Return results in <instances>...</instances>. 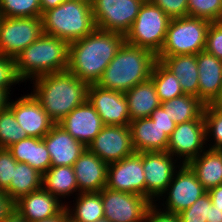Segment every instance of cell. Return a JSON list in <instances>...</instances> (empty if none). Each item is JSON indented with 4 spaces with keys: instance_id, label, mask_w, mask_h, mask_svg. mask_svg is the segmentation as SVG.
I'll list each match as a JSON object with an SVG mask.
<instances>
[{
    "instance_id": "obj_54",
    "label": "cell",
    "mask_w": 222,
    "mask_h": 222,
    "mask_svg": "<svg viewBox=\"0 0 222 222\" xmlns=\"http://www.w3.org/2000/svg\"><path fill=\"white\" fill-rule=\"evenodd\" d=\"M97 222H110V221L108 219L103 218L101 220H98Z\"/></svg>"
},
{
    "instance_id": "obj_19",
    "label": "cell",
    "mask_w": 222,
    "mask_h": 222,
    "mask_svg": "<svg viewBox=\"0 0 222 222\" xmlns=\"http://www.w3.org/2000/svg\"><path fill=\"white\" fill-rule=\"evenodd\" d=\"M42 139L49 152L51 166L73 167L87 148L58 124H55Z\"/></svg>"
},
{
    "instance_id": "obj_41",
    "label": "cell",
    "mask_w": 222,
    "mask_h": 222,
    "mask_svg": "<svg viewBox=\"0 0 222 222\" xmlns=\"http://www.w3.org/2000/svg\"><path fill=\"white\" fill-rule=\"evenodd\" d=\"M159 6L171 19L188 16V0H149Z\"/></svg>"
},
{
    "instance_id": "obj_5",
    "label": "cell",
    "mask_w": 222,
    "mask_h": 222,
    "mask_svg": "<svg viewBox=\"0 0 222 222\" xmlns=\"http://www.w3.org/2000/svg\"><path fill=\"white\" fill-rule=\"evenodd\" d=\"M43 33L73 42L95 29L91 2L66 0L41 16Z\"/></svg>"
},
{
    "instance_id": "obj_8",
    "label": "cell",
    "mask_w": 222,
    "mask_h": 222,
    "mask_svg": "<svg viewBox=\"0 0 222 222\" xmlns=\"http://www.w3.org/2000/svg\"><path fill=\"white\" fill-rule=\"evenodd\" d=\"M42 34L41 17L0 16V55L16 58Z\"/></svg>"
},
{
    "instance_id": "obj_49",
    "label": "cell",
    "mask_w": 222,
    "mask_h": 222,
    "mask_svg": "<svg viewBox=\"0 0 222 222\" xmlns=\"http://www.w3.org/2000/svg\"><path fill=\"white\" fill-rule=\"evenodd\" d=\"M65 1L66 0H40L41 11L43 13L44 11L59 6L61 3Z\"/></svg>"
},
{
    "instance_id": "obj_27",
    "label": "cell",
    "mask_w": 222,
    "mask_h": 222,
    "mask_svg": "<svg viewBox=\"0 0 222 222\" xmlns=\"http://www.w3.org/2000/svg\"><path fill=\"white\" fill-rule=\"evenodd\" d=\"M42 188L59 199L80 193L72 166H51L42 175Z\"/></svg>"
},
{
    "instance_id": "obj_7",
    "label": "cell",
    "mask_w": 222,
    "mask_h": 222,
    "mask_svg": "<svg viewBox=\"0 0 222 222\" xmlns=\"http://www.w3.org/2000/svg\"><path fill=\"white\" fill-rule=\"evenodd\" d=\"M171 18L157 5L145 0L126 33L125 42L150 50L157 55L165 41Z\"/></svg>"
},
{
    "instance_id": "obj_46",
    "label": "cell",
    "mask_w": 222,
    "mask_h": 222,
    "mask_svg": "<svg viewBox=\"0 0 222 222\" xmlns=\"http://www.w3.org/2000/svg\"><path fill=\"white\" fill-rule=\"evenodd\" d=\"M207 192L210 196L212 205L222 209V184L210 189Z\"/></svg>"
},
{
    "instance_id": "obj_26",
    "label": "cell",
    "mask_w": 222,
    "mask_h": 222,
    "mask_svg": "<svg viewBox=\"0 0 222 222\" xmlns=\"http://www.w3.org/2000/svg\"><path fill=\"white\" fill-rule=\"evenodd\" d=\"M131 121L150 117L151 113L161 106L156 88L151 79L135 85L124 93Z\"/></svg>"
},
{
    "instance_id": "obj_3",
    "label": "cell",
    "mask_w": 222,
    "mask_h": 222,
    "mask_svg": "<svg viewBox=\"0 0 222 222\" xmlns=\"http://www.w3.org/2000/svg\"><path fill=\"white\" fill-rule=\"evenodd\" d=\"M156 61V55L150 50L124 42L96 84L126 93L150 79Z\"/></svg>"
},
{
    "instance_id": "obj_22",
    "label": "cell",
    "mask_w": 222,
    "mask_h": 222,
    "mask_svg": "<svg viewBox=\"0 0 222 222\" xmlns=\"http://www.w3.org/2000/svg\"><path fill=\"white\" fill-rule=\"evenodd\" d=\"M129 127L136 153L167 151L169 137L150 117L131 121Z\"/></svg>"
},
{
    "instance_id": "obj_50",
    "label": "cell",
    "mask_w": 222,
    "mask_h": 222,
    "mask_svg": "<svg viewBox=\"0 0 222 222\" xmlns=\"http://www.w3.org/2000/svg\"><path fill=\"white\" fill-rule=\"evenodd\" d=\"M9 94L4 89H0V111L6 109L8 107L9 101L12 100Z\"/></svg>"
},
{
    "instance_id": "obj_39",
    "label": "cell",
    "mask_w": 222,
    "mask_h": 222,
    "mask_svg": "<svg viewBox=\"0 0 222 222\" xmlns=\"http://www.w3.org/2000/svg\"><path fill=\"white\" fill-rule=\"evenodd\" d=\"M205 51L222 60V21L210 23L206 34Z\"/></svg>"
},
{
    "instance_id": "obj_25",
    "label": "cell",
    "mask_w": 222,
    "mask_h": 222,
    "mask_svg": "<svg viewBox=\"0 0 222 222\" xmlns=\"http://www.w3.org/2000/svg\"><path fill=\"white\" fill-rule=\"evenodd\" d=\"M160 62L179 80L184 94L198 97L199 73L197 55L185 54L166 56Z\"/></svg>"
},
{
    "instance_id": "obj_45",
    "label": "cell",
    "mask_w": 222,
    "mask_h": 222,
    "mask_svg": "<svg viewBox=\"0 0 222 222\" xmlns=\"http://www.w3.org/2000/svg\"><path fill=\"white\" fill-rule=\"evenodd\" d=\"M15 211V202L5 191L0 190V222H5Z\"/></svg>"
},
{
    "instance_id": "obj_40",
    "label": "cell",
    "mask_w": 222,
    "mask_h": 222,
    "mask_svg": "<svg viewBox=\"0 0 222 222\" xmlns=\"http://www.w3.org/2000/svg\"><path fill=\"white\" fill-rule=\"evenodd\" d=\"M16 164L10 150L0 147V190L5 191L10 186Z\"/></svg>"
},
{
    "instance_id": "obj_32",
    "label": "cell",
    "mask_w": 222,
    "mask_h": 222,
    "mask_svg": "<svg viewBox=\"0 0 222 222\" xmlns=\"http://www.w3.org/2000/svg\"><path fill=\"white\" fill-rule=\"evenodd\" d=\"M25 138L26 132L16 121L14 113L8 107L0 111V147L8 148Z\"/></svg>"
},
{
    "instance_id": "obj_33",
    "label": "cell",
    "mask_w": 222,
    "mask_h": 222,
    "mask_svg": "<svg viewBox=\"0 0 222 222\" xmlns=\"http://www.w3.org/2000/svg\"><path fill=\"white\" fill-rule=\"evenodd\" d=\"M1 17H41L40 0H0Z\"/></svg>"
},
{
    "instance_id": "obj_1",
    "label": "cell",
    "mask_w": 222,
    "mask_h": 222,
    "mask_svg": "<svg viewBox=\"0 0 222 222\" xmlns=\"http://www.w3.org/2000/svg\"><path fill=\"white\" fill-rule=\"evenodd\" d=\"M123 34L95 29L70 42L68 71L87 84H96L123 43Z\"/></svg>"
},
{
    "instance_id": "obj_17",
    "label": "cell",
    "mask_w": 222,
    "mask_h": 222,
    "mask_svg": "<svg viewBox=\"0 0 222 222\" xmlns=\"http://www.w3.org/2000/svg\"><path fill=\"white\" fill-rule=\"evenodd\" d=\"M8 108L14 113L27 137L43 138L55 125L32 93L9 101Z\"/></svg>"
},
{
    "instance_id": "obj_14",
    "label": "cell",
    "mask_w": 222,
    "mask_h": 222,
    "mask_svg": "<svg viewBox=\"0 0 222 222\" xmlns=\"http://www.w3.org/2000/svg\"><path fill=\"white\" fill-rule=\"evenodd\" d=\"M87 148L107 164L135 153L129 126L104 125Z\"/></svg>"
},
{
    "instance_id": "obj_15",
    "label": "cell",
    "mask_w": 222,
    "mask_h": 222,
    "mask_svg": "<svg viewBox=\"0 0 222 222\" xmlns=\"http://www.w3.org/2000/svg\"><path fill=\"white\" fill-rule=\"evenodd\" d=\"M174 157L167 151L143 152V170L145 176V197L153 204L172 181L177 169Z\"/></svg>"
},
{
    "instance_id": "obj_55",
    "label": "cell",
    "mask_w": 222,
    "mask_h": 222,
    "mask_svg": "<svg viewBox=\"0 0 222 222\" xmlns=\"http://www.w3.org/2000/svg\"><path fill=\"white\" fill-rule=\"evenodd\" d=\"M78 1H82V2H91L92 0H78Z\"/></svg>"
},
{
    "instance_id": "obj_44",
    "label": "cell",
    "mask_w": 222,
    "mask_h": 222,
    "mask_svg": "<svg viewBox=\"0 0 222 222\" xmlns=\"http://www.w3.org/2000/svg\"><path fill=\"white\" fill-rule=\"evenodd\" d=\"M144 222H180L177 214L161 211L156 202L148 209Z\"/></svg>"
},
{
    "instance_id": "obj_42",
    "label": "cell",
    "mask_w": 222,
    "mask_h": 222,
    "mask_svg": "<svg viewBox=\"0 0 222 222\" xmlns=\"http://www.w3.org/2000/svg\"><path fill=\"white\" fill-rule=\"evenodd\" d=\"M8 149L17 162L28 164V161H31L32 137L22 139L19 142L12 144Z\"/></svg>"
},
{
    "instance_id": "obj_24",
    "label": "cell",
    "mask_w": 222,
    "mask_h": 222,
    "mask_svg": "<svg viewBox=\"0 0 222 222\" xmlns=\"http://www.w3.org/2000/svg\"><path fill=\"white\" fill-rule=\"evenodd\" d=\"M202 153L187 165L195 173L206 191L222 184V150L206 147Z\"/></svg>"
},
{
    "instance_id": "obj_21",
    "label": "cell",
    "mask_w": 222,
    "mask_h": 222,
    "mask_svg": "<svg viewBox=\"0 0 222 222\" xmlns=\"http://www.w3.org/2000/svg\"><path fill=\"white\" fill-rule=\"evenodd\" d=\"M80 193L100 192L106 187L108 164L88 148L73 165Z\"/></svg>"
},
{
    "instance_id": "obj_31",
    "label": "cell",
    "mask_w": 222,
    "mask_h": 222,
    "mask_svg": "<svg viewBox=\"0 0 222 222\" xmlns=\"http://www.w3.org/2000/svg\"><path fill=\"white\" fill-rule=\"evenodd\" d=\"M150 79L153 81L161 103L184 94L179 80L158 60L153 66Z\"/></svg>"
},
{
    "instance_id": "obj_36",
    "label": "cell",
    "mask_w": 222,
    "mask_h": 222,
    "mask_svg": "<svg viewBox=\"0 0 222 222\" xmlns=\"http://www.w3.org/2000/svg\"><path fill=\"white\" fill-rule=\"evenodd\" d=\"M212 204L208 192L199 197L189 208L179 214L180 222H207L209 220L210 205Z\"/></svg>"
},
{
    "instance_id": "obj_20",
    "label": "cell",
    "mask_w": 222,
    "mask_h": 222,
    "mask_svg": "<svg viewBox=\"0 0 222 222\" xmlns=\"http://www.w3.org/2000/svg\"><path fill=\"white\" fill-rule=\"evenodd\" d=\"M62 201L41 187L16 201L15 211L34 222L60 214L66 208Z\"/></svg>"
},
{
    "instance_id": "obj_23",
    "label": "cell",
    "mask_w": 222,
    "mask_h": 222,
    "mask_svg": "<svg viewBox=\"0 0 222 222\" xmlns=\"http://www.w3.org/2000/svg\"><path fill=\"white\" fill-rule=\"evenodd\" d=\"M197 67L198 98L207 105L219 94L222 85V60L204 50L197 54Z\"/></svg>"
},
{
    "instance_id": "obj_28",
    "label": "cell",
    "mask_w": 222,
    "mask_h": 222,
    "mask_svg": "<svg viewBox=\"0 0 222 222\" xmlns=\"http://www.w3.org/2000/svg\"><path fill=\"white\" fill-rule=\"evenodd\" d=\"M41 187L42 174L26 163L17 162L10 186L5 190V193L16 202Z\"/></svg>"
},
{
    "instance_id": "obj_4",
    "label": "cell",
    "mask_w": 222,
    "mask_h": 222,
    "mask_svg": "<svg viewBox=\"0 0 222 222\" xmlns=\"http://www.w3.org/2000/svg\"><path fill=\"white\" fill-rule=\"evenodd\" d=\"M69 45L64 39L43 33L15 58L18 77L25 82L67 70Z\"/></svg>"
},
{
    "instance_id": "obj_12",
    "label": "cell",
    "mask_w": 222,
    "mask_h": 222,
    "mask_svg": "<svg viewBox=\"0 0 222 222\" xmlns=\"http://www.w3.org/2000/svg\"><path fill=\"white\" fill-rule=\"evenodd\" d=\"M206 146L205 121L202 114L198 119L176 124L169 137L167 152L175 159H181L179 164H187L202 153Z\"/></svg>"
},
{
    "instance_id": "obj_48",
    "label": "cell",
    "mask_w": 222,
    "mask_h": 222,
    "mask_svg": "<svg viewBox=\"0 0 222 222\" xmlns=\"http://www.w3.org/2000/svg\"><path fill=\"white\" fill-rule=\"evenodd\" d=\"M207 222H222V209L215 207L214 205H210V214L209 220Z\"/></svg>"
},
{
    "instance_id": "obj_43",
    "label": "cell",
    "mask_w": 222,
    "mask_h": 222,
    "mask_svg": "<svg viewBox=\"0 0 222 222\" xmlns=\"http://www.w3.org/2000/svg\"><path fill=\"white\" fill-rule=\"evenodd\" d=\"M150 118L165 131L168 137H170L176 127V123L172 121L171 117L161 106L151 113Z\"/></svg>"
},
{
    "instance_id": "obj_11",
    "label": "cell",
    "mask_w": 222,
    "mask_h": 222,
    "mask_svg": "<svg viewBox=\"0 0 222 222\" xmlns=\"http://www.w3.org/2000/svg\"><path fill=\"white\" fill-rule=\"evenodd\" d=\"M104 218L110 222H144L148 209L153 203L138 194L103 188L100 191Z\"/></svg>"
},
{
    "instance_id": "obj_13",
    "label": "cell",
    "mask_w": 222,
    "mask_h": 222,
    "mask_svg": "<svg viewBox=\"0 0 222 222\" xmlns=\"http://www.w3.org/2000/svg\"><path fill=\"white\" fill-rule=\"evenodd\" d=\"M106 188L145 197L143 152L108 164Z\"/></svg>"
},
{
    "instance_id": "obj_16",
    "label": "cell",
    "mask_w": 222,
    "mask_h": 222,
    "mask_svg": "<svg viewBox=\"0 0 222 222\" xmlns=\"http://www.w3.org/2000/svg\"><path fill=\"white\" fill-rule=\"evenodd\" d=\"M87 100L95 108L104 125H130L129 109L124 93L91 84Z\"/></svg>"
},
{
    "instance_id": "obj_29",
    "label": "cell",
    "mask_w": 222,
    "mask_h": 222,
    "mask_svg": "<svg viewBox=\"0 0 222 222\" xmlns=\"http://www.w3.org/2000/svg\"><path fill=\"white\" fill-rule=\"evenodd\" d=\"M75 202L72 208L66 205L70 222H97L104 218L100 192L79 193Z\"/></svg>"
},
{
    "instance_id": "obj_52",
    "label": "cell",
    "mask_w": 222,
    "mask_h": 222,
    "mask_svg": "<svg viewBox=\"0 0 222 222\" xmlns=\"http://www.w3.org/2000/svg\"><path fill=\"white\" fill-rule=\"evenodd\" d=\"M209 105L222 115V102H211Z\"/></svg>"
},
{
    "instance_id": "obj_53",
    "label": "cell",
    "mask_w": 222,
    "mask_h": 222,
    "mask_svg": "<svg viewBox=\"0 0 222 222\" xmlns=\"http://www.w3.org/2000/svg\"><path fill=\"white\" fill-rule=\"evenodd\" d=\"M212 102H222V85H221L219 94L216 96V98Z\"/></svg>"
},
{
    "instance_id": "obj_18",
    "label": "cell",
    "mask_w": 222,
    "mask_h": 222,
    "mask_svg": "<svg viewBox=\"0 0 222 222\" xmlns=\"http://www.w3.org/2000/svg\"><path fill=\"white\" fill-rule=\"evenodd\" d=\"M57 124L86 147L104 126L101 117L88 100L74 108Z\"/></svg>"
},
{
    "instance_id": "obj_30",
    "label": "cell",
    "mask_w": 222,
    "mask_h": 222,
    "mask_svg": "<svg viewBox=\"0 0 222 222\" xmlns=\"http://www.w3.org/2000/svg\"><path fill=\"white\" fill-rule=\"evenodd\" d=\"M176 124L198 119L204 112L205 104L194 95L183 94L161 103Z\"/></svg>"
},
{
    "instance_id": "obj_34",
    "label": "cell",
    "mask_w": 222,
    "mask_h": 222,
    "mask_svg": "<svg viewBox=\"0 0 222 222\" xmlns=\"http://www.w3.org/2000/svg\"><path fill=\"white\" fill-rule=\"evenodd\" d=\"M188 16L222 21V0H188Z\"/></svg>"
},
{
    "instance_id": "obj_51",
    "label": "cell",
    "mask_w": 222,
    "mask_h": 222,
    "mask_svg": "<svg viewBox=\"0 0 222 222\" xmlns=\"http://www.w3.org/2000/svg\"><path fill=\"white\" fill-rule=\"evenodd\" d=\"M5 222H29L26 218H23L17 211H14Z\"/></svg>"
},
{
    "instance_id": "obj_47",
    "label": "cell",
    "mask_w": 222,
    "mask_h": 222,
    "mask_svg": "<svg viewBox=\"0 0 222 222\" xmlns=\"http://www.w3.org/2000/svg\"><path fill=\"white\" fill-rule=\"evenodd\" d=\"M34 222H70V218L68 215V211L65 208L60 214L56 216L47 219L37 220Z\"/></svg>"
},
{
    "instance_id": "obj_38",
    "label": "cell",
    "mask_w": 222,
    "mask_h": 222,
    "mask_svg": "<svg viewBox=\"0 0 222 222\" xmlns=\"http://www.w3.org/2000/svg\"><path fill=\"white\" fill-rule=\"evenodd\" d=\"M21 82L16 72L15 58L0 55V89L10 94L11 86Z\"/></svg>"
},
{
    "instance_id": "obj_2",
    "label": "cell",
    "mask_w": 222,
    "mask_h": 222,
    "mask_svg": "<svg viewBox=\"0 0 222 222\" xmlns=\"http://www.w3.org/2000/svg\"><path fill=\"white\" fill-rule=\"evenodd\" d=\"M32 82L31 93L55 124L88 98L89 84L68 70L49 73L33 79Z\"/></svg>"
},
{
    "instance_id": "obj_6",
    "label": "cell",
    "mask_w": 222,
    "mask_h": 222,
    "mask_svg": "<svg viewBox=\"0 0 222 222\" xmlns=\"http://www.w3.org/2000/svg\"><path fill=\"white\" fill-rule=\"evenodd\" d=\"M210 21L202 18L185 16L172 18L164 44L156 55L161 61L166 56L194 54L205 50L206 34Z\"/></svg>"
},
{
    "instance_id": "obj_35",
    "label": "cell",
    "mask_w": 222,
    "mask_h": 222,
    "mask_svg": "<svg viewBox=\"0 0 222 222\" xmlns=\"http://www.w3.org/2000/svg\"><path fill=\"white\" fill-rule=\"evenodd\" d=\"M203 117L205 121L206 144L214 140L213 144H208L209 149L222 150V115L207 104L204 108ZM210 136H212V138L208 140Z\"/></svg>"
},
{
    "instance_id": "obj_9",
    "label": "cell",
    "mask_w": 222,
    "mask_h": 222,
    "mask_svg": "<svg viewBox=\"0 0 222 222\" xmlns=\"http://www.w3.org/2000/svg\"><path fill=\"white\" fill-rule=\"evenodd\" d=\"M145 0H92L97 29L123 34L130 30Z\"/></svg>"
},
{
    "instance_id": "obj_37",
    "label": "cell",
    "mask_w": 222,
    "mask_h": 222,
    "mask_svg": "<svg viewBox=\"0 0 222 222\" xmlns=\"http://www.w3.org/2000/svg\"><path fill=\"white\" fill-rule=\"evenodd\" d=\"M28 165L42 175L51 167L50 155L42 138L32 137L31 161H28Z\"/></svg>"
},
{
    "instance_id": "obj_10",
    "label": "cell",
    "mask_w": 222,
    "mask_h": 222,
    "mask_svg": "<svg viewBox=\"0 0 222 222\" xmlns=\"http://www.w3.org/2000/svg\"><path fill=\"white\" fill-rule=\"evenodd\" d=\"M177 166L178 170L175 171L172 181L167 186L164 195H161V198L166 197V206L163 203V208H159L171 214H179L189 208L207 192L187 164L178 165L177 162Z\"/></svg>"
}]
</instances>
